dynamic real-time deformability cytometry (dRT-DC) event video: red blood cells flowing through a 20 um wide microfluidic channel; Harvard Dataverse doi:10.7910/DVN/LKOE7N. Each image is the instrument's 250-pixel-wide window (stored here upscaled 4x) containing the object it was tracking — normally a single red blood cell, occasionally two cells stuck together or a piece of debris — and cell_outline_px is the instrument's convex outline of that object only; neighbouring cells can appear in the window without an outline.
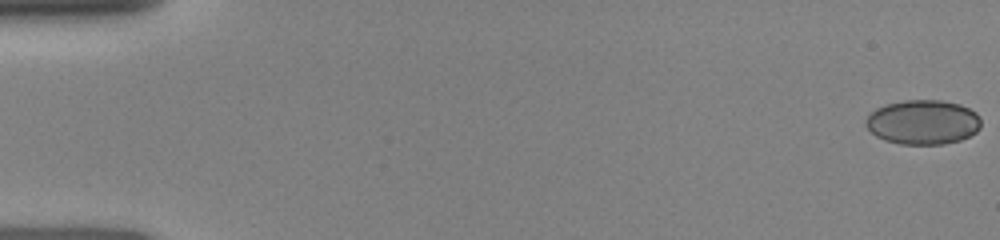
{"species": "human", "species_latin": "Homo sapiens", "temperature_condition": "room temperature", "stored_images_in_passage": 53, "camera_frame_rate_fps": 3000, "um_per_image_px": 0.085, "donor": {"sex": "female"}, "frame": {"image": 1, "passage_image": 1, "time_ms": 0.0, "image_size_px": [1000, 240], "cell_outline_px": [[980, 128], [976, 132], [960, 140], [944, 144], [900, 144], [884, 140], [876, 136], [864, 124], [864, 120], [876, 108], [888, 104], [904, 100], [940, 100], [960, 104], [976, 112], [980, 116]], "centroid_in_image_um": [78.45, 10.38], "position_along_channel_um": 6.5, "area_um2": 29.94}}
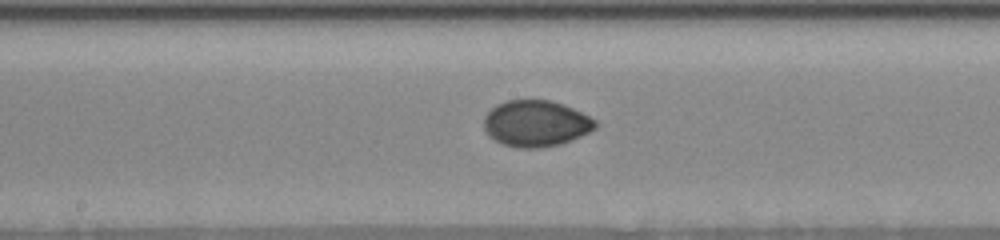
{"frame": {"image": 2, "passage_image": 27, "time_ms": 8.333, "image_size_px": [1000, 240], "cell_outline_px": [[596, 128], [572, 140], [560, 144], [540, 148], [520, 148], [504, 144], [488, 136], [484, 128], [484, 116], [496, 104], [508, 100], [552, 100], [564, 104], [596, 120]], "centroid_in_image_um": [45.54, 10.49], "position_along_channel_um": 202.7, "area_um2": 30.0}}
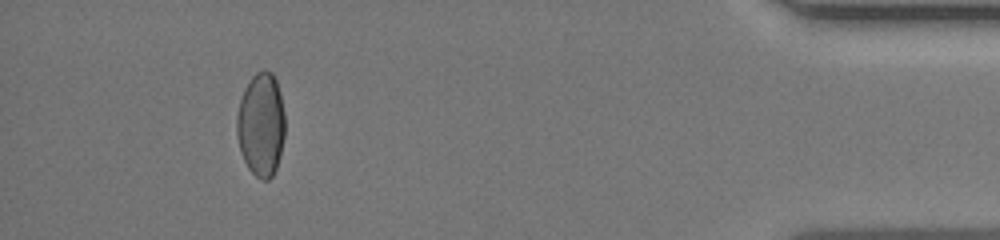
{"frame": {"image": 3, "passage_image": 48, "time_ms": 14.667, "image_size_px": [1000, 240], "cell_outline_px": [[284, 136], [280, 156], [276, 168], [272, 176], [268, 180], [260, 180], [248, 168], [240, 152], [236, 132], [236, 116], [240, 100], [244, 88], [252, 76], [256, 72], [264, 68], [272, 72], [276, 80], [280, 92], [284, 112]], "centroid_in_image_um": [22.18, 10.57], "position_along_channel_um": 413.0, "area_um2": 29.42}}